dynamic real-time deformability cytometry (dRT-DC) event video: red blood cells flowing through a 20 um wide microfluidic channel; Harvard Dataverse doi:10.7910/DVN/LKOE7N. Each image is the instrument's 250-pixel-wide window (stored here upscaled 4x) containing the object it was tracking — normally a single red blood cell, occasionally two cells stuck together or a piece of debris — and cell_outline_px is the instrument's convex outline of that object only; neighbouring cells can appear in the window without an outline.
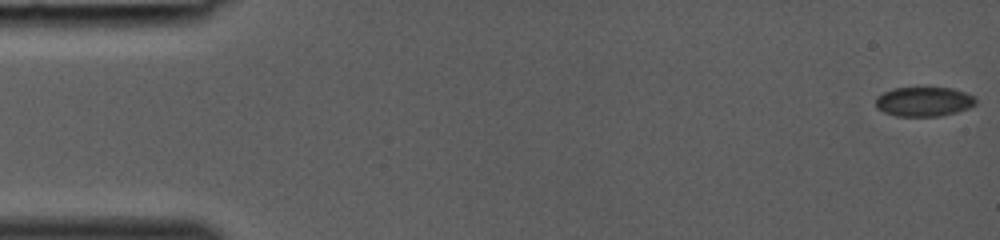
{"species": "common noctule bat (a hibernating species)", "species_latin": "Nyctalus noctula", "temperature_condition": "room temperature", "stored_images_in_passage": 41, "camera_frame_rate_fps": 3000, "um_per_image_px": 0.085, "animal": {"sex": "female", "body_mass_g": 19.0, "forearm_length_mm": 53.3}, "frame": {"image": 1, "passage_image": 1, "time_ms": 0.0, "image_size_px": [1000, 240], "cell_outline_px": [[976, 104], [968, 108], [956, 112], [940, 116], [896, 116], [884, 112], [876, 108], [876, 96], [892, 88], [952, 88], [976, 96]], "centroid_in_image_um": [78.53, 8.64], "position_along_channel_um": 6.5, "area_um2": 17.22}}
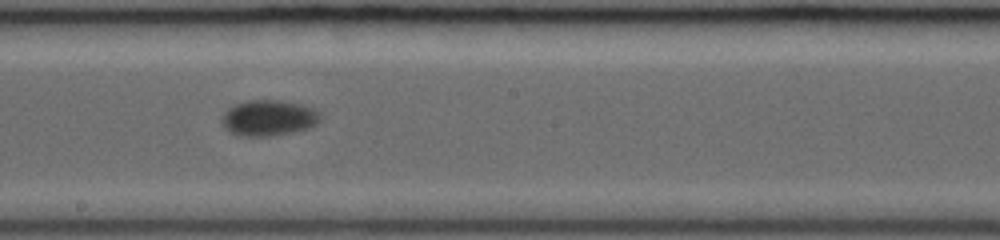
{"frame": {"image": 2, "passage_image": 24, "time_ms": 7.667, "image_size_px": [1000, 240], "cell_outline_px": [[320, 120], [316, 124], [308, 128], [292, 132], [268, 136], [236, 136], [228, 132], [224, 128], [220, 120], [220, 116], [228, 108], [236, 104], [248, 100], [280, 100], [300, 104], [312, 108], [320, 112]], "centroid_in_image_um": [22.77, 10.03], "position_along_channel_um": 225.4, "area_um2": 20.75}}
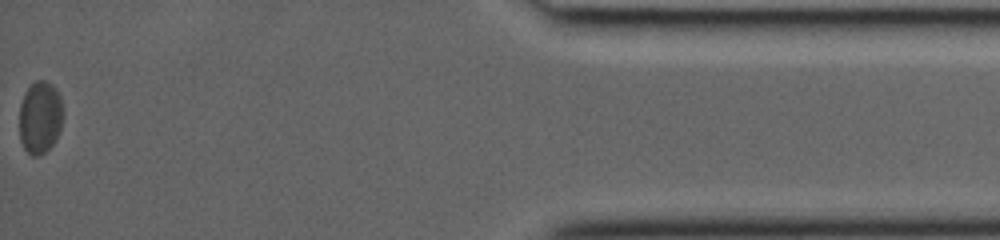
{"frame": {"image": 3, "passage_image": 41, "time_ms": 13.333, "image_size_px": [1000, 240], "cell_outline_px": [[60, 128], [56, 140], [40, 156], [32, 156], [24, 148], [20, 140], [20, 104], [24, 92], [36, 80], [44, 80], [52, 84], [56, 88], [60, 96]], "centroid_in_image_um": [3.37, 9.97], "position_along_channel_um": 431.8, "area_um2": 18.15}}